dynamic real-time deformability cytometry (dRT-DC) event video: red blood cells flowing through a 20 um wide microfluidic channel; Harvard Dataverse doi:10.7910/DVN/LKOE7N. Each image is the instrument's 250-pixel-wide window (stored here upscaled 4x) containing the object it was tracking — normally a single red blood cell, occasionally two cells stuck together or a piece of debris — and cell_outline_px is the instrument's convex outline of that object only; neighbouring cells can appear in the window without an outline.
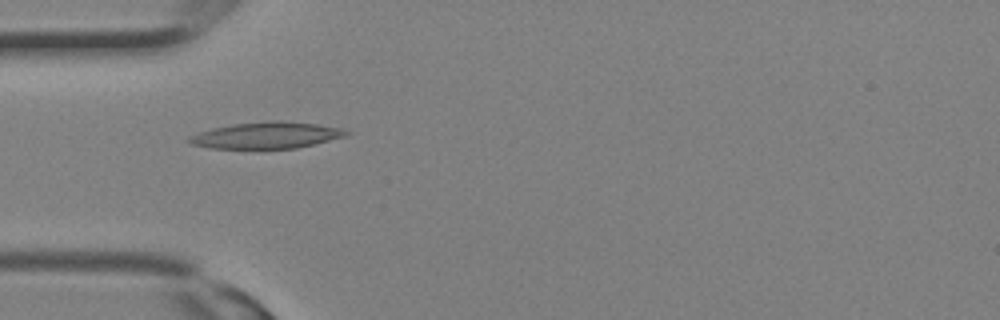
{"species": "Egyptian fruit bat (a non-hibernating species)", "species_latin": "Rousettus aegyptiacus", "temperature_condition": "room temperature", "stored_images_in_passage": 21, "camera_frame_rate_fps": 3000, "um_per_image_px": 0.085, "animal": {"sex": "female"}, "frame": {"image": 1, "passage_image": 10, "time_ms": 3.0, "image_size_px": [1000, 320], "cell_outline_px": [[352, 132], [348, 136], [296, 148], [212, 148], [192, 144], [188, 140], [188, 136], [212, 128], [232, 124], [316, 124], [344, 128]], "centroid_in_image_um": [22.68, 11.55], "position_along_channel_um": 62.3, "area_um2": 22.89}}
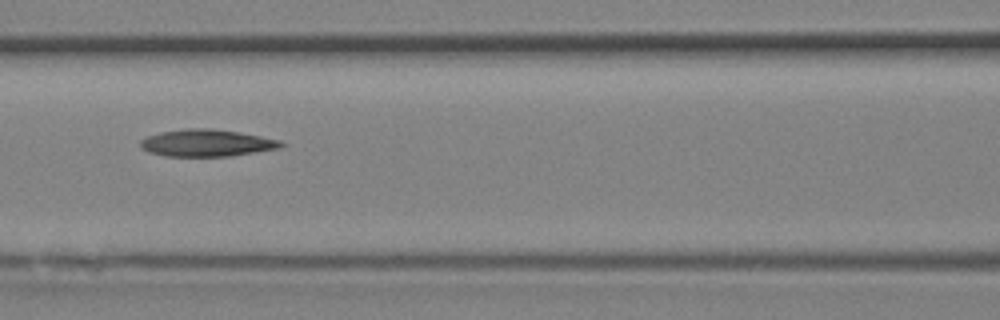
{"frame": {"image": 2, "passage_image": 14, "time_ms": 4.333, "image_size_px": [1000, 320], "cell_outline_px": [[288, 144], [280, 148], [232, 156], [164, 156], [148, 152], [140, 148], [140, 140], [148, 136], [160, 132], [188, 128], [208, 128], [236, 132], [260, 136], [280, 140]], "centroid_in_image_um": [17.57, 12.16], "position_along_channel_um": 149.0, "area_um2": 22.2}}
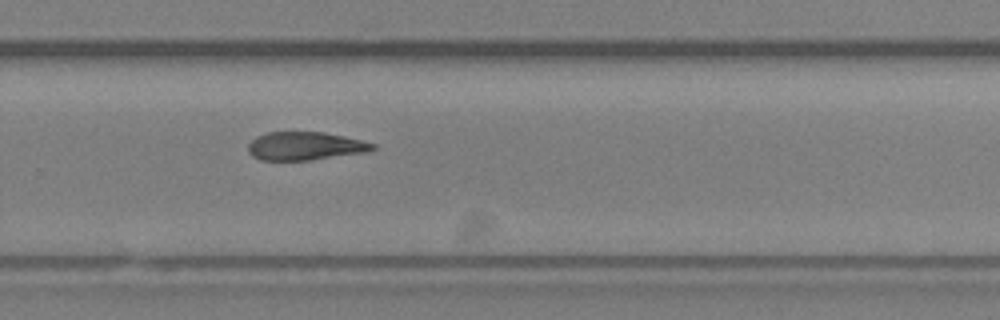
{"frame": {"image": 3, "passage_image": 21, "time_ms": 6.667, "image_size_px": [1000, 320], "cell_outline_px": [[376, 148], [364, 152], [308, 160], [260, 160], [252, 156], [248, 152], [248, 144], [256, 136], [268, 132], [324, 132], [344, 136], [376, 144]], "centroid_in_image_um": [25.89, 12.4], "position_along_channel_um": 303.9, "area_um2": 20.35}}